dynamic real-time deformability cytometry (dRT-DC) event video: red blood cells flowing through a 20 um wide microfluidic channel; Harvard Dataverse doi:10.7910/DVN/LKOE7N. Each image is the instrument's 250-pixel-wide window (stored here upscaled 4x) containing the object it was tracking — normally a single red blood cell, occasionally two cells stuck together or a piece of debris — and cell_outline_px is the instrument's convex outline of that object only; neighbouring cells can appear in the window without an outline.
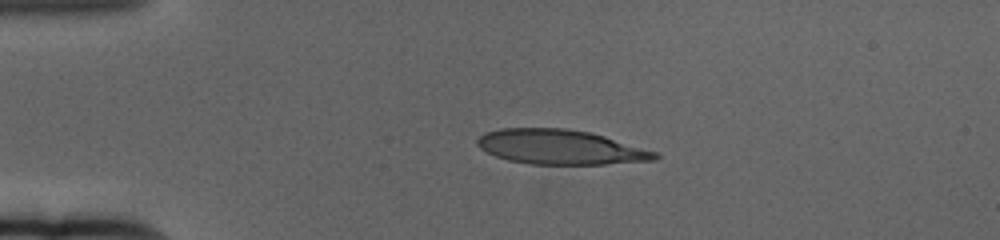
{"species": "human", "species_latin": "Homo sapiens", "temperature_condition": "cold", "stored_images_in_passage": 48, "camera_frame_rate_fps": 3000, "um_per_image_px": 0.085, "donor": {"sex": "female"}, "frame": {"image": 1, "passage_image": 1, "time_ms": 0.0, "image_size_px": [1000, 240], "cell_outline_px": [[660, 156], [656, 160], [604, 164], [532, 164], [508, 160], [496, 156], [480, 148], [476, 144], [476, 140], [484, 132], [500, 128], [564, 128], [588, 132], [604, 136], [656, 152]], "centroid_in_image_um": [47.59, 12.5], "position_along_channel_um": 37.4, "area_um2": 35.66}}
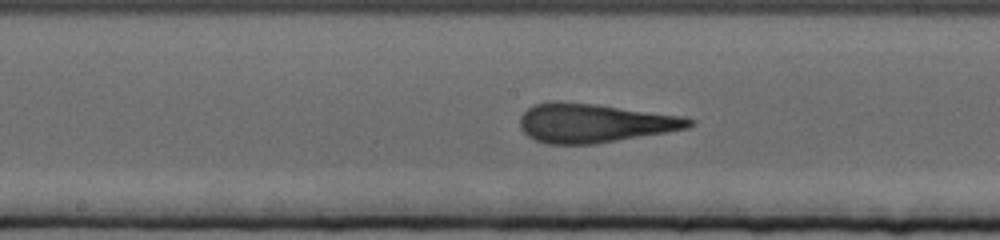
{"frame": {"image": 2, "passage_image": 19, "time_ms": 6.0, "image_size_px": [1000, 240], "cell_outline_px": [[696, 124], [688, 128], [592, 144], [548, 144], [536, 140], [528, 136], [520, 128], [520, 116], [532, 104], [548, 100], [560, 100], [596, 104], [680, 116], [696, 120]], "centroid_in_image_um": [50.45, 10.43], "position_along_channel_um": 197.8, "area_um2": 38.38}}
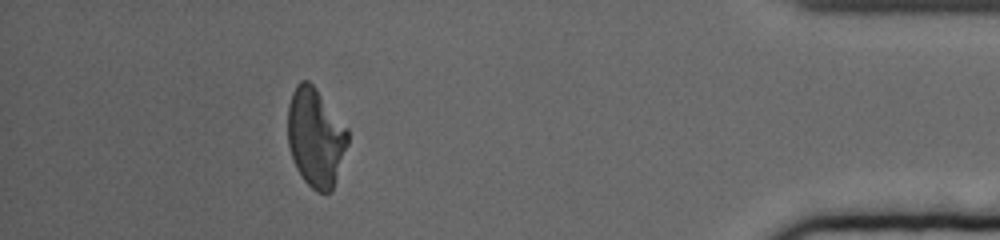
{"frame": {"image": 3, "passage_image": 42, "time_ms": 13.667, "image_size_px": [1000, 240], "cell_outline_px": [[348, 144], [332, 192], [316, 192], [304, 180], [296, 168], [292, 160], [288, 148], [288, 104], [292, 92], [296, 84], [300, 80], [308, 80], [316, 88], [348, 128]], "centroid_in_image_um": [26.82, 11.68], "position_along_channel_um": 408.4, "area_um2": 34.8}, "authors_computed_cell_mechanics": {"area_um2": 37.0498, "velocity_mm_per_s": 3.3595, "shape_relaxation_time_tau1_ms": 8.9138, "shape_relaxation_time_tau2_ms": 1.4566, "deformation_change_tau1": 0.2942, "deformation_change_tau2": 0.1272}}